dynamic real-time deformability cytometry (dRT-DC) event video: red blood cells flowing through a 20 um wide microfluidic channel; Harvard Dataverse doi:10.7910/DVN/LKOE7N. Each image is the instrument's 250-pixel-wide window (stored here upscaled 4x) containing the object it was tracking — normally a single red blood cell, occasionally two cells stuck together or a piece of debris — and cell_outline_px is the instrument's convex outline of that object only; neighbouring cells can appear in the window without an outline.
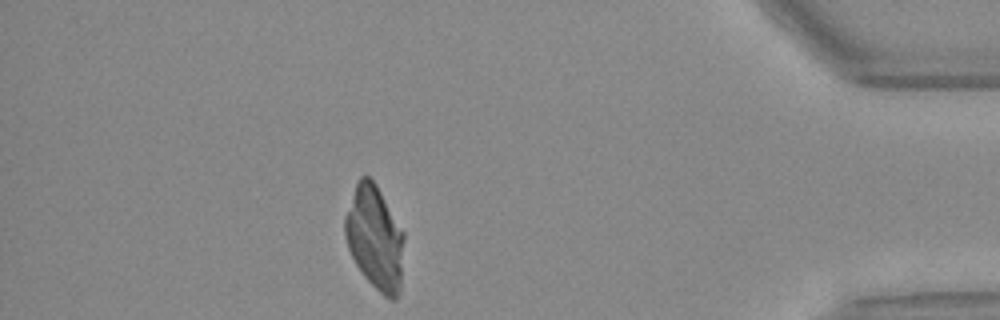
{"species": "Egyptian fruit bat (a non-hibernating species)", "species_latin": "Rousettus aegyptiacus", "temperature_condition": "warm", "stored_images_in_passage": 47, "camera_frame_rate_fps": 3000, "um_per_image_px": 0.085, "animal": {"sex": "female"}, "frame": {"image": 1, "passage_image": 41, "time_ms": 13.333, "image_size_px": [1000, 320], "cell_outline_px": [[404, 236], [400, 292], [396, 300], [392, 300], [384, 296], [364, 276], [356, 264], [348, 248], [344, 236], [344, 216], [356, 184], [360, 176], [368, 176], [376, 184], [404, 232]], "centroid_in_image_um": [31.86, 20.22], "position_along_channel_um": 403.3, "area_um2": 35.6}}